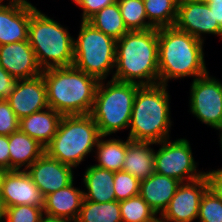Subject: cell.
Wrapping results in <instances>:
<instances>
[{"label":"cell","instance_id":"obj_41","mask_svg":"<svg viewBox=\"0 0 222 222\" xmlns=\"http://www.w3.org/2000/svg\"><path fill=\"white\" fill-rule=\"evenodd\" d=\"M218 131H219V135H220V136H219V137H220V138H219V139H220L219 141H220V145H221L220 147H221V150H222V128L219 129Z\"/></svg>","mask_w":222,"mask_h":222},{"label":"cell","instance_id":"obj_13","mask_svg":"<svg viewBox=\"0 0 222 222\" xmlns=\"http://www.w3.org/2000/svg\"><path fill=\"white\" fill-rule=\"evenodd\" d=\"M174 26L202 42H204L202 34L222 37V28L215 19L213 10L210 9L208 4L196 0H189L178 5Z\"/></svg>","mask_w":222,"mask_h":222},{"label":"cell","instance_id":"obj_11","mask_svg":"<svg viewBox=\"0 0 222 222\" xmlns=\"http://www.w3.org/2000/svg\"><path fill=\"white\" fill-rule=\"evenodd\" d=\"M210 186L208 173L196 180L182 182L159 218L163 222H193L198 219L201 198Z\"/></svg>","mask_w":222,"mask_h":222},{"label":"cell","instance_id":"obj_38","mask_svg":"<svg viewBox=\"0 0 222 222\" xmlns=\"http://www.w3.org/2000/svg\"><path fill=\"white\" fill-rule=\"evenodd\" d=\"M208 5L210 9L213 10V15L217 20L219 26L222 28V0H213Z\"/></svg>","mask_w":222,"mask_h":222},{"label":"cell","instance_id":"obj_7","mask_svg":"<svg viewBox=\"0 0 222 222\" xmlns=\"http://www.w3.org/2000/svg\"><path fill=\"white\" fill-rule=\"evenodd\" d=\"M141 85L112 79L99 81L90 115L103 136L129 127L133 102Z\"/></svg>","mask_w":222,"mask_h":222},{"label":"cell","instance_id":"obj_30","mask_svg":"<svg viewBox=\"0 0 222 222\" xmlns=\"http://www.w3.org/2000/svg\"><path fill=\"white\" fill-rule=\"evenodd\" d=\"M198 219L199 222H222V198L212 186L201 198Z\"/></svg>","mask_w":222,"mask_h":222},{"label":"cell","instance_id":"obj_43","mask_svg":"<svg viewBox=\"0 0 222 222\" xmlns=\"http://www.w3.org/2000/svg\"><path fill=\"white\" fill-rule=\"evenodd\" d=\"M178 5L182 4V3H185L189 0H174Z\"/></svg>","mask_w":222,"mask_h":222},{"label":"cell","instance_id":"obj_5","mask_svg":"<svg viewBox=\"0 0 222 222\" xmlns=\"http://www.w3.org/2000/svg\"><path fill=\"white\" fill-rule=\"evenodd\" d=\"M28 40L42 70L73 65L74 38L66 27L39 11L32 3Z\"/></svg>","mask_w":222,"mask_h":222},{"label":"cell","instance_id":"obj_45","mask_svg":"<svg viewBox=\"0 0 222 222\" xmlns=\"http://www.w3.org/2000/svg\"><path fill=\"white\" fill-rule=\"evenodd\" d=\"M153 222H163L159 217L156 219V220H154Z\"/></svg>","mask_w":222,"mask_h":222},{"label":"cell","instance_id":"obj_28","mask_svg":"<svg viewBox=\"0 0 222 222\" xmlns=\"http://www.w3.org/2000/svg\"><path fill=\"white\" fill-rule=\"evenodd\" d=\"M124 24L129 31L154 28L148 21L143 0H117Z\"/></svg>","mask_w":222,"mask_h":222},{"label":"cell","instance_id":"obj_18","mask_svg":"<svg viewBox=\"0 0 222 222\" xmlns=\"http://www.w3.org/2000/svg\"><path fill=\"white\" fill-rule=\"evenodd\" d=\"M181 183L174 178L153 173L150 177L140 181L139 195L156 214L161 215Z\"/></svg>","mask_w":222,"mask_h":222},{"label":"cell","instance_id":"obj_23","mask_svg":"<svg viewBox=\"0 0 222 222\" xmlns=\"http://www.w3.org/2000/svg\"><path fill=\"white\" fill-rule=\"evenodd\" d=\"M8 139L10 170L28 169L45 152L44 147L20 129L9 135Z\"/></svg>","mask_w":222,"mask_h":222},{"label":"cell","instance_id":"obj_25","mask_svg":"<svg viewBox=\"0 0 222 222\" xmlns=\"http://www.w3.org/2000/svg\"><path fill=\"white\" fill-rule=\"evenodd\" d=\"M87 22L115 40L120 39L129 31L124 24L117 1L109 6H105L90 17Z\"/></svg>","mask_w":222,"mask_h":222},{"label":"cell","instance_id":"obj_40","mask_svg":"<svg viewBox=\"0 0 222 222\" xmlns=\"http://www.w3.org/2000/svg\"><path fill=\"white\" fill-rule=\"evenodd\" d=\"M4 213H5V208L2 203V199L0 198V222H4Z\"/></svg>","mask_w":222,"mask_h":222},{"label":"cell","instance_id":"obj_24","mask_svg":"<svg viewBox=\"0 0 222 222\" xmlns=\"http://www.w3.org/2000/svg\"><path fill=\"white\" fill-rule=\"evenodd\" d=\"M105 137L107 136L101 135L96 145L95 159H97L98 163L94 165L113 172L122 171L128 146V137L126 141L115 139L114 137L103 140Z\"/></svg>","mask_w":222,"mask_h":222},{"label":"cell","instance_id":"obj_37","mask_svg":"<svg viewBox=\"0 0 222 222\" xmlns=\"http://www.w3.org/2000/svg\"><path fill=\"white\" fill-rule=\"evenodd\" d=\"M207 173L210 177L211 186L222 198V168L207 171Z\"/></svg>","mask_w":222,"mask_h":222},{"label":"cell","instance_id":"obj_32","mask_svg":"<svg viewBox=\"0 0 222 222\" xmlns=\"http://www.w3.org/2000/svg\"><path fill=\"white\" fill-rule=\"evenodd\" d=\"M43 207L16 205L5 208L4 222H40Z\"/></svg>","mask_w":222,"mask_h":222},{"label":"cell","instance_id":"obj_29","mask_svg":"<svg viewBox=\"0 0 222 222\" xmlns=\"http://www.w3.org/2000/svg\"><path fill=\"white\" fill-rule=\"evenodd\" d=\"M120 212L122 222H153L158 218L140 195L120 201Z\"/></svg>","mask_w":222,"mask_h":222},{"label":"cell","instance_id":"obj_2","mask_svg":"<svg viewBox=\"0 0 222 222\" xmlns=\"http://www.w3.org/2000/svg\"><path fill=\"white\" fill-rule=\"evenodd\" d=\"M204 42L175 26L158 28L159 84L170 79L205 75Z\"/></svg>","mask_w":222,"mask_h":222},{"label":"cell","instance_id":"obj_1","mask_svg":"<svg viewBox=\"0 0 222 222\" xmlns=\"http://www.w3.org/2000/svg\"><path fill=\"white\" fill-rule=\"evenodd\" d=\"M112 79L141 86L159 84L158 28L128 31L117 40Z\"/></svg>","mask_w":222,"mask_h":222},{"label":"cell","instance_id":"obj_31","mask_svg":"<svg viewBox=\"0 0 222 222\" xmlns=\"http://www.w3.org/2000/svg\"><path fill=\"white\" fill-rule=\"evenodd\" d=\"M114 192L119 202L139 195L140 180L125 171L114 172Z\"/></svg>","mask_w":222,"mask_h":222},{"label":"cell","instance_id":"obj_27","mask_svg":"<svg viewBox=\"0 0 222 222\" xmlns=\"http://www.w3.org/2000/svg\"><path fill=\"white\" fill-rule=\"evenodd\" d=\"M148 22L154 28L174 26L178 4L174 0H143Z\"/></svg>","mask_w":222,"mask_h":222},{"label":"cell","instance_id":"obj_15","mask_svg":"<svg viewBox=\"0 0 222 222\" xmlns=\"http://www.w3.org/2000/svg\"><path fill=\"white\" fill-rule=\"evenodd\" d=\"M6 100L19 120L49 107L42 74L17 80L13 92Z\"/></svg>","mask_w":222,"mask_h":222},{"label":"cell","instance_id":"obj_20","mask_svg":"<svg viewBox=\"0 0 222 222\" xmlns=\"http://www.w3.org/2000/svg\"><path fill=\"white\" fill-rule=\"evenodd\" d=\"M62 117L63 115L47 107L22 118L19 129L45 148L56 134Z\"/></svg>","mask_w":222,"mask_h":222},{"label":"cell","instance_id":"obj_36","mask_svg":"<svg viewBox=\"0 0 222 222\" xmlns=\"http://www.w3.org/2000/svg\"><path fill=\"white\" fill-rule=\"evenodd\" d=\"M0 166L10 170L9 139L5 135H0Z\"/></svg>","mask_w":222,"mask_h":222},{"label":"cell","instance_id":"obj_44","mask_svg":"<svg viewBox=\"0 0 222 222\" xmlns=\"http://www.w3.org/2000/svg\"><path fill=\"white\" fill-rule=\"evenodd\" d=\"M4 171L5 170L2 168V166H0V177L3 175Z\"/></svg>","mask_w":222,"mask_h":222},{"label":"cell","instance_id":"obj_9","mask_svg":"<svg viewBox=\"0 0 222 222\" xmlns=\"http://www.w3.org/2000/svg\"><path fill=\"white\" fill-rule=\"evenodd\" d=\"M154 153L155 173L165 175L180 182H189L203 177L207 172L197 170L190 142L185 138L174 141L166 139Z\"/></svg>","mask_w":222,"mask_h":222},{"label":"cell","instance_id":"obj_33","mask_svg":"<svg viewBox=\"0 0 222 222\" xmlns=\"http://www.w3.org/2000/svg\"><path fill=\"white\" fill-rule=\"evenodd\" d=\"M20 120L7 100L0 101V135L9 136L19 129Z\"/></svg>","mask_w":222,"mask_h":222},{"label":"cell","instance_id":"obj_34","mask_svg":"<svg viewBox=\"0 0 222 222\" xmlns=\"http://www.w3.org/2000/svg\"><path fill=\"white\" fill-rule=\"evenodd\" d=\"M116 1L117 0H73L76 5L82 8V21H87L105 6H109Z\"/></svg>","mask_w":222,"mask_h":222},{"label":"cell","instance_id":"obj_17","mask_svg":"<svg viewBox=\"0 0 222 222\" xmlns=\"http://www.w3.org/2000/svg\"><path fill=\"white\" fill-rule=\"evenodd\" d=\"M0 66L17 80L42 74L29 40L0 46Z\"/></svg>","mask_w":222,"mask_h":222},{"label":"cell","instance_id":"obj_4","mask_svg":"<svg viewBox=\"0 0 222 222\" xmlns=\"http://www.w3.org/2000/svg\"><path fill=\"white\" fill-rule=\"evenodd\" d=\"M167 85H143L136 92L128 138L159 143L170 138L172 126Z\"/></svg>","mask_w":222,"mask_h":222},{"label":"cell","instance_id":"obj_6","mask_svg":"<svg viewBox=\"0 0 222 222\" xmlns=\"http://www.w3.org/2000/svg\"><path fill=\"white\" fill-rule=\"evenodd\" d=\"M101 134L90 114L63 115L58 130L45 153L73 168L84 161L88 153L95 152Z\"/></svg>","mask_w":222,"mask_h":222},{"label":"cell","instance_id":"obj_12","mask_svg":"<svg viewBox=\"0 0 222 222\" xmlns=\"http://www.w3.org/2000/svg\"><path fill=\"white\" fill-rule=\"evenodd\" d=\"M4 208L16 205L44 206V197L26 170H5L0 177Z\"/></svg>","mask_w":222,"mask_h":222},{"label":"cell","instance_id":"obj_42","mask_svg":"<svg viewBox=\"0 0 222 222\" xmlns=\"http://www.w3.org/2000/svg\"><path fill=\"white\" fill-rule=\"evenodd\" d=\"M201 3L210 4L213 0H196Z\"/></svg>","mask_w":222,"mask_h":222},{"label":"cell","instance_id":"obj_3","mask_svg":"<svg viewBox=\"0 0 222 222\" xmlns=\"http://www.w3.org/2000/svg\"><path fill=\"white\" fill-rule=\"evenodd\" d=\"M49 107L61 115L90 114L99 80L85 72L69 67L43 70Z\"/></svg>","mask_w":222,"mask_h":222},{"label":"cell","instance_id":"obj_22","mask_svg":"<svg viewBox=\"0 0 222 222\" xmlns=\"http://www.w3.org/2000/svg\"><path fill=\"white\" fill-rule=\"evenodd\" d=\"M83 175V182L87 189V192L83 191L85 200L95 203H105L116 200L113 171L90 165Z\"/></svg>","mask_w":222,"mask_h":222},{"label":"cell","instance_id":"obj_10","mask_svg":"<svg viewBox=\"0 0 222 222\" xmlns=\"http://www.w3.org/2000/svg\"><path fill=\"white\" fill-rule=\"evenodd\" d=\"M189 110L202 123L222 128V83L209 75L193 79L190 86Z\"/></svg>","mask_w":222,"mask_h":222},{"label":"cell","instance_id":"obj_8","mask_svg":"<svg viewBox=\"0 0 222 222\" xmlns=\"http://www.w3.org/2000/svg\"><path fill=\"white\" fill-rule=\"evenodd\" d=\"M117 40L81 20L78 38H74L73 66L99 81L114 73Z\"/></svg>","mask_w":222,"mask_h":222},{"label":"cell","instance_id":"obj_39","mask_svg":"<svg viewBox=\"0 0 222 222\" xmlns=\"http://www.w3.org/2000/svg\"><path fill=\"white\" fill-rule=\"evenodd\" d=\"M40 222H74L73 220L43 214Z\"/></svg>","mask_w":222,"mask_h":222},{"label":"cell","instance_id":"obj_21","mask_svg":"<svg viewBox=\"0 0 222 222\" xmlns=\"http://www.w3.org/2000/svg\"><path fill=\"white\" fill-rule=\"evenodd\" d=\"M153 142L132 141L128 138V146L122 171L130 173L137 179L144 180L155 173Z\"/></svg>","mask_w":222,"mask_h":222},{"label":"cell","instance_id":"obj_14","mask_svg":"<svg viewBox=\"0 0 222 222\" xmlns=\"http://www.w3.org/2000/svg\"><path fill=\"white\" fill-rule=\"evenodd\" d=\"M26 171L43 197L74 181L73 167L49 157L45 152Z\"/></svg>","mask_w":222,"mask_h":222},{"label":"cell","instance_id":"obj_16","mask_svg":"<svg viewBox=\"0 0 222 222\" xmlns=\"http://www.w3.org/2000/svg\"><path fill=\"white\" fill-rule=\"evenodd\" d=\"M0 1V46L28 40L31 3L27 0Z\"/></svg>","mask_w":222,"mask_h":222},{"label":"cell","instance_id":"obj_35","mask_svg":"<svg viewBox=\"0 0 222 222\" xmlns=\"http://www.w3.org/2000/svg\"><path fill=\"white\" fill-rule=\"evenodd\" d=\"M17 79L0 66V100H6L14 90Z\"/></svg>","mask_w":222,"mask_h":222},{"label":"cell","instance_id":"obj_26","mask_svg":"<svg viewBox=\"0 0 222 222\" xmlns=\"http://www.w3.org/2000/svg\"><path fill=\"white\" fill-rule=\"evenodd\" d=\"M75 222H122L120 202L95 203L84 199Z\"/></svg>","mask_w":222,"mask_h":222},{"label":"cell","instance_id":"obj_19","mask_svg":"<svg viewBox=\"0 0 222 222\" xmlns=\"http://www.w3.org/2000/svg\"><path fill=\"white\" fill-rule=\"evenodd\" d=\"M73 181L66 187L44 197V214L76 221L81 209L83 190L73 186Z\"/></svg>","mask_w":222,"mask_h":222}]
</instances>
